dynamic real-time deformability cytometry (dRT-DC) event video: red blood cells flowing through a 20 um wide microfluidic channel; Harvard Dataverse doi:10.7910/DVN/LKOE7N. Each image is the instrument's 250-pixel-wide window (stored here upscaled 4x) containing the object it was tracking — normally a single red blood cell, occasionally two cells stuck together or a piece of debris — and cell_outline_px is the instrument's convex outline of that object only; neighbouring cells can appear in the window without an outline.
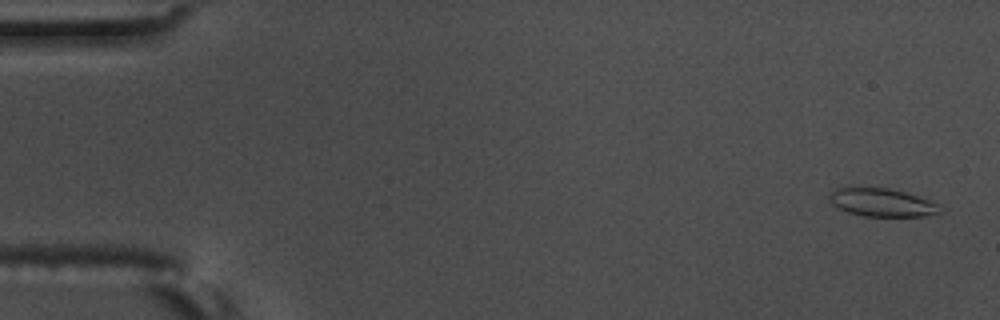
{"species": "common noctule bat (a hibernating species)", "species_latin": "Nyctalus noctula", "temperature_condition": "warm", "stored_images_in_passage": 57, "camera_frame_rate_fps": 3000, "um_per_image_px": 0.085, "animal": {"sex": "male", "body_mass_g": 17.5, "forearm_length_mm": 52.3}, "frame": {"image": 1, "passage_image": 2, "time_ms": 0.333, "image_size_px": [1000, 320], "cell_outline_px": [[940, 212], [924, 216], [864, 216], [848, 212], [832, 204], [828, 200], [828, 196], [836, 188], [852, 184], [888, 188], [904, 192], [928, 200], [936, 204]], "centroid_in_image_um": [74.82, 17.16], "position_along_channel_um": 10.2, "area_um2": 18.38}}
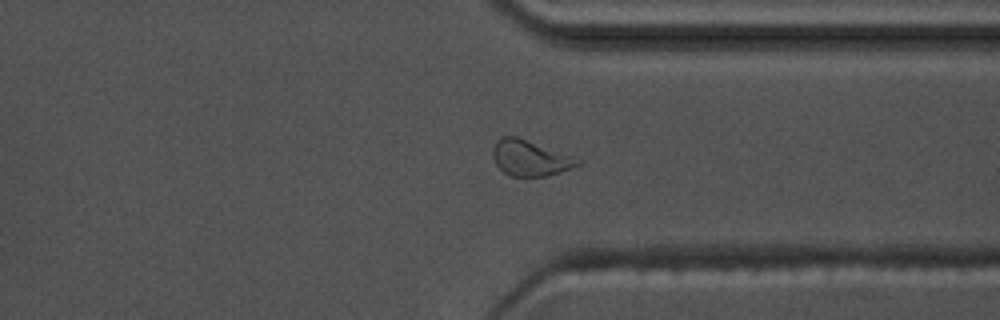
{"frame": {"image": 2, "passage_image": 43, "time_ms": 14.0, "image_size_px": [1000, 320], "cell_outline_px": [[584, 160], [580, 164], [560, 172], [548, 176], [508, 176], [496, 164], [492, 156], [492, 148], [496, 140], [504, 136], [516, 136]], "centroid_in_image_um": [45.04, 13.43], "position_along_channel_um": 366.4, "area_um2": 17.63}}
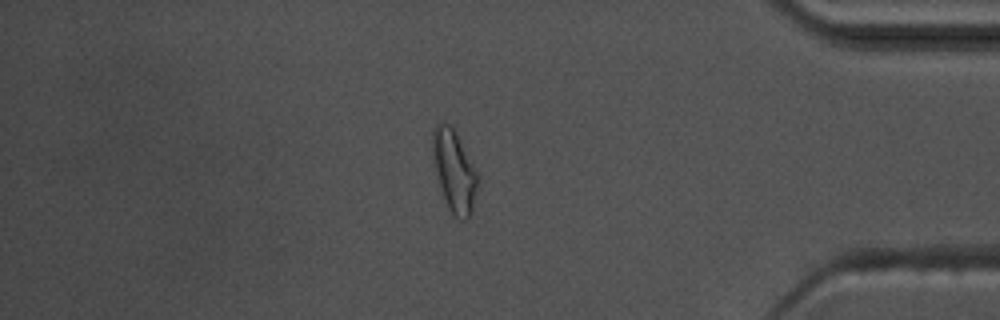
{"frame": {"image": 3, "passage_image": 48, "time_ms": 15.667, "image_size_px": [1000, 320], "cell_outline_px": [[480, 184], [472, 212], [468, 220], [464, 220], [452, 216], [444, 200], [432, 164], [432, 132], [436, 124], [444, 120], [452, 124], [480, 172]], "centroid_in_image_um": [38.65, 14.51], "position_along_channel_um": 396.6, "area_um2": 23.0}}